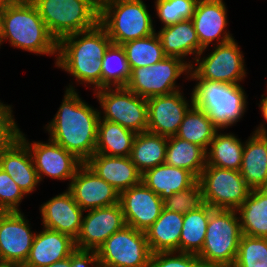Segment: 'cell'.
I'll return each instance as SVG.
<instances>
[{
  "label": "cell",
  "mask_w": 267,
  "mask_h": 267,
  "mask_svg": "<svg viewBox=\"0 0 267 267\" xmlns=\"http://www.w3.org/2000/svg\"><path fill=\"white\" fill-rule=\"evenodd\" d=\"M99 111L82 100L75 86L69 84L57 113L44 128L52 141L85 163L95 154Z\"/></svg>",
  "instance_id": "6da1fadb"
},
{
  "label": "cell",
  "mask_w": 267,
  "mask_h": 267,
  "mask_svg": "<svg viewBox=\"0 0 267 267\" xmlns=\"http://www.w3.org/2000/svg\"><path fill=\"white\" fill-rule=\"evenodd\" d=\"M112 44L106 30L94 28L61 38L57 46L55 66L71 74L79 84L102 88V58ZM92 85V86H91Z\"/></svg>",
  "instance_id": "7a4b0ae2"
},
{
  "label": "cell",
  "mask_w": 267,
  "mask_h": 267,
  "mask_svg": "<svg viewBox=\"0 0 267 267\" xmlns=\"http://www.w3.org/2000/svg\"><path fill=\"white\" fill-rule=\"evenodd\" d=\"M35 55L57 59V40L50 34L31 0H12L0 11V41Z\"/></svg>",
  "instance_id": "3957f363"
},
{
  "label": "cell",
  "mask_w": 267,
  "mask_h": 267,
  "mask_svg": "<svg viewBox=\"0 0 267 267\" xmlns=\"http://www.w3.org/2000/svg\"><path fill=\"white\" fill-rule=\"evenodd\" d=\"M190 79L196 80L192 89L194 106L205 111L219 130L232 127L242 118L248 96L240 84L201 80L191 70Z\"/></svg>",
  "instance_id": "277c9868"
},
{
  "label": "cell",
  "mask_w": 267,
  "mask_h": 267,
  "mask_svg": "<svg viewBox=\"0 0 267 267\" xmlns=\"http://www.w3.org/2000/svg\"><path fill=\"white\" fill-rule=\"evenodd\" d=\"M149 12L142 0H100L99 24L112 44L122 45L156 32Z\"/></svg>",
  "instance_id": "5b68a950"
},
{
  "label": "cell",
  "mask_w": 267,
  "mask_h": 267,
  "mask_svg": "<svg viewBox=\"0 0 267 267\" xmlns=\"http://www.w3.org/2000/svg\"><path fill=\"white\" fill-rule=\"evenodd\" d=\"M57 42L99 24L100 0H31Z\"/></svg>",
  "instance_id": "8992f818"
},
{
  "label": "cell",
  "mask_w": 267,
  "mask_h": 267,
  "mask_svg": "<svg viewBox=\"0 0 267 267\" xmlns=\"http://www.w3.org/2000/svg\"><path fill=\"white\" fill-rule=\"evenodd\" d=\"M242 236L237 210L214 209L210 213L206 236L197 255L204 267H233Z\"/></svg>",
  "instance_id": "52a82bcc"
},
{
  "label": "cell",
  "mask_w": 267,
  "mask_h": 267,
  "mask_svg": "<svg viewBox=\"0 0 267 267\" xmlns=\"http://www.w3.org/2000/svg\"><path fill=\"white\" fill-rule=\"evenodd\" d=\"M12 112V109L1 111L0 119L27 145L40 182L47 176L57 180H69L70 185L71 179L83 162L50 138L48 143L41 141L30 143L18 128Z\"/></svg>",
  "instance_id": "ba28073f"
},
{
  "label": "cell",
  "mask_w": 267,
  "mask_h": 267,
  "mask_svg": "<svg viewBox=\"0 0 267 267\" xmlns=\"http://www.w3.org/2000/svg\"><path fill=\"white\" fill-rule=\"evenodd\" d=\"M93 93L102 110L99 111V120L118 123L136 133L147 131V99L138 96L126 87L100 88Z\"/></svg>",
  "instance_id": "9c48e42d"
},
{
  "label": "cell",
  "mask_w": 267,
  "mask_h": 267,
  "mask_svg": "<svg viewBox=\"0 0 267 267\" xmlns=\"http://www.w3.org/2000/svg\"><path fill=\"white\" fill-rule=\"evenodd\" d=\"M189 71L190 66L184 60L166 56L152 66L133 68L125 87L145 99L168 95L181 90L177 79L186 74L188 80Z\"/></svg>",
  "instance_id": "30bf717a"
},
{
  "label": "cell",
  "mask_w": 267,
  "mask_h": 267,
  "mask_svg": "<svg viewBox=\"0 0 267 267\" xmlns=\"http://www.w3.org/2000/svg\"><path fill=\"white\" fill-rule=\"evenodd\" d=\"M235 40L214 44L213 51L207 56H203L204 52L201 51L190 70L201 80L240 84L247 75V68L243 51Z\"/></svg>",
  "instance_id": "8fae6325"
},
{
  "label": "cell",
  "mask_w": 267,
  "mask_h": 267,
  "mask_svg": "<svg viewBox=\"0 0 267 267\" xmlns=\"http://www.w3.org/2000/svg\"><path fill=\"white\" fill-rule=\"evenodd\" d=\"M96 253L101 267H148L152 255L145 232L127 225L105 240Z\"/></svg>",
  "instance_id": "7c38bea8"
},
{
  "label": "cell",
  "mask_w": 267,
  "mask_h": 267,
  "mask_svg": "<svg viewBox=\"0 0 267 267\" xmlns=\"http://www.w3.org/2000/svg\"><path fill=\"white\" fill-rule=\"evenodd\" d=\"M198 181L204 203L214 209L237 210L252 190L239 171L216 166H206Z\"/></svg>",
  "instance_id": "4fadbf2b"
},
{
  "label": "cell",
  "mask_w": 267,
  "mask_h": 267,
  "mask_svg": "<svg viewBox=\"0 0 267 267\" xmlns=\"http://www.w3.org/2000/svg\"><path fill=\"white\" fill-rule=\"evenodd\" d=\"M0 168L9 174L26 197L40 185L27 145L1 119Z\"/></svg>",
  "instance_id": "5bb4252c"
},
{
  "label": "cell",
  "mask_w": 267,
  "mask_h": 267,
  "mask_svg": "<svg viewBox=\"0 0 267 267\" xmlns=\"http://www.w3.org/2000/svg\"><path fill=\"white\" fill-rule=\"evenodd\" d=\"M87 212L75 239L76 249L96 251L113 233L126 226L119 203Z\"/></svg>",
  "instance_id": "9a60e30c"
},
{
  "label": "cell",
  "mask_w": 267,
  "mask_h": 267,
  "mask_svg": "<svg viewBox=\"0 0 267 267\" xmlns=\"http://www.w3.org/2000/svg\"><path fill=\"white\" fill-rule=\"evenodd\" d=\"M193 105L192 92L189 101L182 90L148 98L147 131L165 137L175 136L185 114Z\"/></svg>",
  "instance_id": "2e32d148"
},
{
  "label": "cell",
  "mask_w": 267,
  "mask_h": 267,
  "mask_svg": "<svg viewBox=\"0 0 267 267\" xmlns=\"http://www.w3.org/2000/svg\"><path fill=\"white\" fill-rule=\"evenodd\" d=\"M127 226L145 232L160 216L163 200L142 181L119 193Z\"/></svg>",
  "instance_id": "e0dca14e"
},
{
  "label": "cell",
  "mask_w": 267,
  "mask_h": 267,
  "mask_svg": "<svg viewBox=\"0 0 267 267\" xmlns=\"http://www.w3.org/2000/svg\"><path fill=\"white\" fill-rule=\"evenodd\" d=\"M35 234L21 211L0 212V260L24 264Z\"/></svg>",
  "instance_id": "ac0fdd59"
},
{
  "label": "cell",
  "mask_w": 267,
  "mask_h": 267,
  "mask_svg": "<svg viewBox=\"0 0 267 267\" xmlns=\"http://www.w3.org/2000/svg\"><path fill=\"white\" fill-rule=\"evenodd\" d=\"M67 189L85 212L119 203V192L86 163L78 168Z\"/></svg>",
  "instance_id": "d6986e66"
},
{
  "label": "cell",
  "mask_w": 267,
  "mask_h": 267,
  "mask_svg": "<svg viewBox=\"0 0 267 267\" xmlns=\"http://www.w3.org/2000/svg\"><path fill=\"white\" fill-rule=\"evenodd\" d=\"M191 20L203 52L214 45L213 41L218 45L234 39L226 30L228 18L223 0H198Z\"/></svg>",
  "instance_id": "ffe728a7"
},
{
  "label": "cell",
  "mask_w": 267,
  "mask_h": 267,
  "mask_svg": "<svg viewBox=\"0 0 267 267\" xmlns=\"http://www.w3.org/2000/svg\"><path fill=\"white\" fill-rule=\"evenodd\" d=\"M40 206L44 228L67 234L76 239L80 232L84 210L75 202L68 189Z\"/></svg>",
  "instance_id": "44dd1931"
},
{
  "label": "cell",
  "mask_w": 267,
  "mask_h": 267,
  "mask_svg": "<svg viewBox=\"0 0 267 267\" xmlns=\"http://www.w3.org/2000/svg\"><path fill=\"white\" fill-rule=\"evenodd\" d=\"M251 134L244 144L239 172L251 189L267 188V129L264 121Z\"/></svg>",
  "instance_id": "7402d4cb"
},
{
  "label": "cell",
  "mask_w": 267,
  "mask_h": 267,
  "mask_svg": "<svg viewBox=\"0 0 267 267\" xmlns=\"http://www.w3.org/2000/svg\"><path fill=\"white\" fill-rule=\"evenodd\" d=\"M76 250L75 239L47 228L36 232L25 267H45L69 257Z\"/></svg>",
  "instance_id": "603a6c76"
},
{
  "label": "cell",
  "mask_w": 267,
  "mask_h": 267,
  "mask_svg": "<svg viewBox=\"0 0 267 267\" xmlns=\"http://www.w3.org/2000/svg\"><path fill=\"white\" fill-rule=\"evenodd\" d=\"M85 163L119 193L141 182L142 174L130 157L94 154Z\"/></svg>",
  "instance_id": "cb8c5ba5"
},
{
  "label": "cell",
  "mask_w": 267,
  "mask_h": 267,
  "mask_svg": "<svg viewBox=\"0 0 267 267\" xmlns=\"http://www.w3.org/2000/svg\"><path fill=\"white\" fill-rule=\"evenodd\" d=\"M156 33L160 39L164 54L169 57L184 59V62L189 66L193 64L195 58L204 49L200 45L191 19H186L176 24L162 27ZM188 55H195L192 58L193 61L185 60Z\"/></svg>",
  "instance_id": "d4e9b609"
},
{
  "label": "cell",
  "mask_w": 267,
  "mask_h": 267,
  "mask_svg": "<svg viewBox=\"0 0 267 267\" xmlns=\"http://www.w3.org/2000/svg\"><path fill=\"white\" fill-rule=\"evenodd\" d=\"M141 181L164 200L174 193L188 189L198 178L186 169L163 163L146 170L141 176Z\"/></svg>",
  "instance_id": "484cf974"
},
{
  "label": "cell",
  "mask_w": 267,
  "mask_h": 267,
  "mask_svg": "<svg viewBox=\"0 0 267 267\" xmlns=\"http://www.w3.org/2000/svg\"><path fill=\"white\" fill-rule=\"evenodd\" d=\"M183 214L163 207L158 219L145 231L152 253L179 252Z\"/></svg>",
  "instance_id": "4316f807"
},
{
  "label": "cell",
  "mask_w": 267,
  "mask_h": 267,
  "mask_svg": "<svg viewBox=\"0 0 267 267\" xmlns=\"http://www.w3.org/2000/svg\"><path fill=\"white\" fill-rule=\"evenodd\" d=\"M237 212L242 234L267 238V188L252 189Z\"/></svg>",
  "instance_id": "83f0119b"
},
{
  "label": "cell",
  "mask_w": 267,
  "mask_h": 267,
  "mask_svg": "<svg viewBox=\"0 0 267 267\" xmlns=\"http://www.w3.org/2000/svg\"><path fill=\"white\" fill-rule=\"evenodd\" d=\"M168 137L148 131L137 133L130 153V159L137 170H146L165 163Z\"/></svg>",
  "instance_id": "f1b7e54d"
},
{
  "label": "cell",
  "mask_w": 267,
  "mask_h": 267,
  "mask_svg": "<svg viewBox=\"0 0 267 267\" xmlns=\"http://www.w3.org/2000/svg\"><path fill=\"white\" fill-rule=\"evenodd\" d=\"M136 134L118 123L99 120L95 154L129 157Z\"/></svg>",
  "instance_id": "f546056e"
},
{
  "label": "cell",
  "mask_w": 267,
  "mask_h": 267,
  "mask_svg": "<svg viewBox=\"0 0 267 267\" xmlns=\"http://www.w3.org/2000/svg\"><path fill=\"white\" fill-rule=\"evenodd\" d=\"M165 163L186 169L199 178L207 165V153L204 148L197 144L176 136H170L168 137Z\"/></svg>",
  "instance_id": "4dcf8cb0"
},
{
  "label": "cell",
  "mask_w": 267,
  "mask_h": 267,
  "mask_svg": "<svg viewBox=\"0 0 267 267\" xmlns=\"http://www.w3.org/2000/svg\"><path fill=\"white\" fill-rule=\"evenodd\" d=\"M219 131L215 133L206 151V166L239 171L245 142H242L234 133H221Z\"/></svg>",
  "instance_id": "1f68e13d"
},
{
  "label": "cell",
  "mask_w": 267,
  "mask_h": 267,
  "mask_svg": "<svg viewBox=\"0 0 267 267\" xmlns=\"http://www.w3.org/2000/svg\"><path fill=\"white\" fill-rule=\"evenodd\" d=\"M214 210L208 204L183 215L179 241V252L198 255L204 244L210 213Z\"/></svg>",
  "instance_id": "d6a6232c"
},
{
  "label": "cell",
  "mask_w": 267,
  "mask_h": 267,
  "mask_svg": "<svg viewBox=\"0 0 267 267\" xmlns=\"http://www.w3.org/2000/svg\"><path fill=\"white\" fill-rule=\"evenodd\" d=\"M218 130L208 114L193 105L185 114L175 136L197 144L207 151Z\"/></svg>",
  "instance_id": "836d02e7"
},
{
  "label": "cell",
  "mask_w": 267,
  "mask_h": 267,
  "mask_svg": "<svg viewBox=\"0 0 267 267\" xmlns=\"http://www.w3.org/2000/svg\"><path fill=\"white\" fill-rule=\"evenodd\" d=\"M121 46L125 50L131 70L152 66L166 57L156 32L145 38L128 41Z\"/></svg>",
  "instance_id": "e575fe53"
},
{
  "label": "cell",
  "mask_w": 267,
  "mask_h": 267,
  "mask_svg": "<svg viewBox=\"0 0 267 267\" xmlns=\"http://www.w3.org/2000/svg\"><path fill=\"white\" fill-rule=\"evenodd\" d=\"M130 76L131 69L124 48L111 44L102 58V88L125 87Z\"/></svg>",
  "instance_id": "d590c367"
},
{
  "label": "cell",
  "mask_w": 267,
  "mask_h": 267,
  "mask_svg": "<svg viewBox=\"0 0 267 267\" xmlns=\"http://www.w3.org/2000/svg\"><path fill=\"white\" fill-rule=\"evenodd\" d=\"M233 267H267V238L242 234Z\"/></svg>",
  "instance_id": "8d00e7d4"
},
{
  "label": "cell",
  "mask_w": 267,
  "mask_h": 267,
  "mask_svg": "<svg viewBox=\"0 0 267 267\" xmlns=\"http://www.w3.org/2000/svg\"><path fill=\"white\" fill-rule=\"evenodd\" d=\"M198 0H156L155 9L163 27L191 19Z\"/></svg>",
  "instance_id": "74e56055"
},
{
  "label": "cell",
  "mask_w": 267,
  "mask_h": 267,
  "mask_svg": "<svg viewBox=\"0 0 267 267\" xmlns=\"http://www.w3.org/2000/svg\"><path fill=\"white\" fill-rule=\"evenodd\" d=\"M204 204L203 191L199 181L188 189L174 193L163 200L165 209L183 215L187 212L199 209Z\"/></svg>",
  "instance_id": "f35d334b"
},
{
  "label": "cell",
  "mask_w": 267,
  "mask_h": 267,
  "mask_svg": "<svg viewBox=\"0 0 267 267\" xmlns=\"http://www.w3.org/2000/svg\"><path fill=\"white\" fill-rule=\"evenodd\" d=\"M25 196L9 174L0 168V212L21 211L19 206Z\"/></svg>",
  "instance_id": "ab89813d"
},
{
  "label": "cell",
  "mask_w": 267,
  "mask_h": 267,
  "mask_svg": "<svg viewBox=\"0 0 267 267\" xmlns=\"http://www.w3.org/2000/svg\"><path fill=\"white\" fill-rule=\"evenodd\" d=\"M148 267H204L195 254L182 252L152 253Z\"/></svg>",
  "instance_id": "60d3db41"
},
{
  "label": "cell",
  "mask_w": 267,
  "mask_h": 267,
  "mask_svg": "<svg viewBox=\"0 0 267 267\" xmlns=\"http://www.w3.org/2000/svg\"><path fill=\"white\" fill-rule=\"evenodd\" d=\"M71 267H101L94 250L76 249L71 254Z\"/></svg>",
  "instance_id": "b9f144b4"
},
{
  "label": "cell",
  "mask_w": 267,
  "mask_h": 267,
  "mask_svg": "<svg viewBox=\"0 0 267 267\" xmlns=\"http://www.w3.org/2000/svg\"><path fill=\"white\" fill-rule=\"evenodd\" d=\"M261 97L262 99L258 105L262 114L261 116L264 118V121L266 122L265 124H267V96L263 94Z\"/></svg>",
  "instance_id": "7bdbcfd3"
},
{
  "label": "cell",
  "mask_w": 267,
  "mask_h": 267,
  "mask_svg": "<svg viewBox=\"0 0 267 267\" xmlns=\"http://www.w3.org/2000/svg\"><path fill=\"white\" fill-rule=\"evenodd\" d=\"M45 267H71V255L63 260L56 261Z\"/></svg>",
  "instance_id": "ee69618b"
},
{
  "label": "cell",
  "mask_w": 267,
  "mask_h": 267,
  "mask_svg": "<svg viewBox=\"0 0 267 267\" xmlns=\"http://www.w3.org/2000/svg\"><path fill=\"white\" fill-rule=\"evenodd\" d=\"M0 267H25L22 263L0 260Z\"/></svg>",
  "instance_id": "f6af8a7d"
},
{
  "label": "cell",
  "mask_w": 267,
  "mask_h": 267,
  "mask_svg": "<svg viewBox=\"0 0 267 267\" xmlns=\"http://www.w3.org/2000/svg\"><path fill=\"white\" fill-rule=\"evenodd\" d=\"M9 109H12V105L10 106V105H6V104H4V102H1V100H0V112L1 111H4V110H9Z\"/></svg>",
  "instance_id": "bcb514c9"
},
{
  "label": "cell",
  "mask_w": 267,
  "mask_h": 267,
  "mask_svg": "<svg viewBox=\"0 0 267 267\" xmlns=\"http://www.w3.org/2000/svg\"><path fill=\"white\" fill-rule=\"evenodd\" d=\"M9 1H12V0H0V4L3 5L4 3L9 2Z\"/></svg>",
  "instance_id": "7dc6e473"
}]
</instances>
